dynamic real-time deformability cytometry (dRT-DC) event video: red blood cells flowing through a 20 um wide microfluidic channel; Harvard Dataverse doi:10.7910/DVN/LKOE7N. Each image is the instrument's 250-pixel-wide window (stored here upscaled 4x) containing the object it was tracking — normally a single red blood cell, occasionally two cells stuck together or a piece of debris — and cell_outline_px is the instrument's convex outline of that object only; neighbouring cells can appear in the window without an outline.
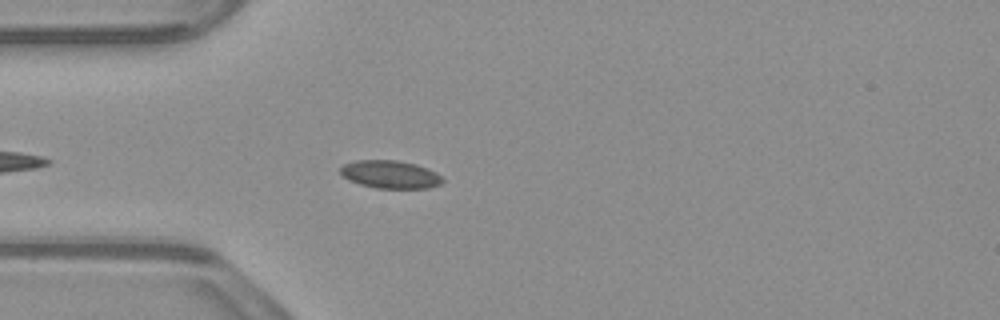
{"species": "common noctule bat (a hibernating species)", "species_latin": "Nyctalus noctula", "temperature_condition": "warm", "stored_images_in_passage": 29, "camera_frame_rate_fps": 3000, "um_per_image_px": 0.085, "animal": {"sex": "male", "body_mass_g": 23.1, "forearm_length_mm": 52.7}, "frame": {"image": 1, "passage_image": 5, "time_ms": 1.333, "image_size_px": [1000, 320], "cell_outline_px": [[444, 180], [440, 184], [428, 188], [376, 188], [360, 184], [348, 180], [340, 172], [340, 168], [344, 164], [356, 160], [396, 160], [416, 164], [428, 168], [436, 172]], "centroid_in_image_um": [33.17, 14.82], "position_along_channel_um": 51.8, "area_um2": 16.59}}
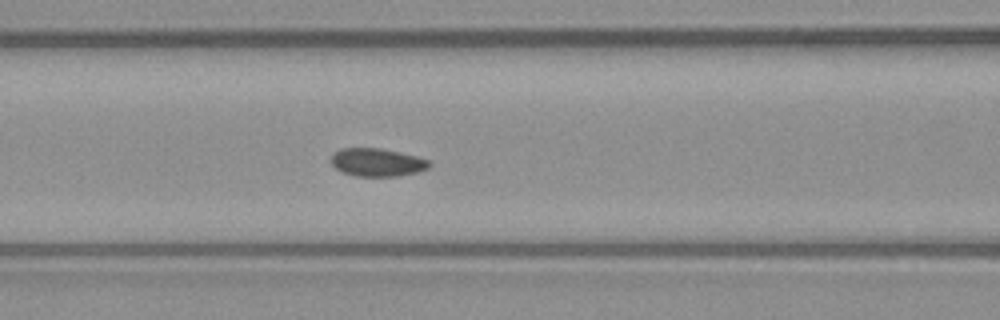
{"frame": {"image": 2, "passage_image": 12, "time_ms": 3.667, "image_size_px": [1000, 320], "cell_outline_px": [[432, 164], [428, 168], [416, 172], [396, 176], [356, 176], [344, 172], [336, 168], [332, 164], [332, 156], [340, 148], [380, 148], [400, 152], [416, 156], [428, 160]], "centroid_in_image_um": [32.07, 13.79], "position_along_channel_um": 134.5, "area_um2": 15.84}}
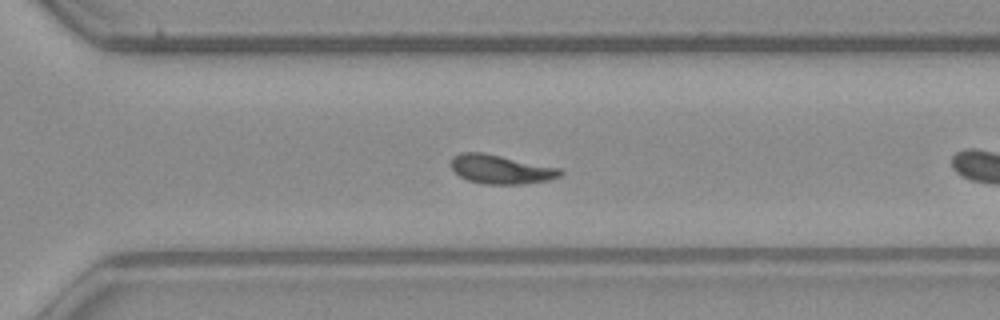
{"frame": {"image": 3, "passage_image": 24, "time_ms": 7.667, "image_size_px": [1000, 320], "cell_outline_px": [[564, 172], [560, 176], [548, 180], [524, 184], [484, 184], [468, 180], [460, 176], [452, 168], [452, 156], [460, 152], [480, 152], [560, 168]], "centroid_in_image_um": [42.57, 14.4], "position_along_channel_um": 328.0, "area_um2": 18.21}}